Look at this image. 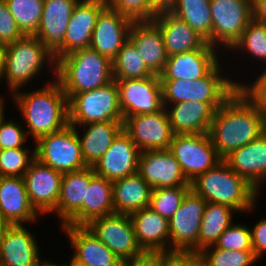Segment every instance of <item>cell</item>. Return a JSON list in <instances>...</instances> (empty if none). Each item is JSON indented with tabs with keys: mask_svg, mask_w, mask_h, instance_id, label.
<instances>
[{
	"mask_svg": "<svg viewBox=\"0 0 266 266\" xmlns=\"http://www.w3.org/2000/svg\"><path fill=\"white\" fill-rule=\"evenodd\" d=\"M166 108L163 107L155 113L124 118L123 130L141 152L169 149L174 133Z\"/></svg>",
	"mask_w": 266,
	"mask_h": 266,
	"instance_id": "14",
	"label": "cell"
},
{
	"mask_svg": "<svg viewBox=\"0 0 266 266\" xmlns=\"http://www.w3.org/2000/svg\"><path fill=\"white\" fill-rule=\"evenodd\" d=\"M233 208L226 205L207 202L201 220L199 233V251L215 245L222 233L232 224Z\"/></svg>",
	"mask_w": 266,
	"mask_h": 266,
	"instance_id": "35",
	"label": "cell"
},
{
	"mask_svg": "<svg viewBox=\"0 0 266 266\" xmlns=\"http://www.w3.org/2000/svg\"><path fill=\"white\" fill-rule=\"evenodd\" d=\"M4 55L5 46L0 44V80L3 78L4 74Z\"/></svg>",
	"mask_w": 266,
	"mask_h": 266,
	"instance_id": "53",
	"label": "cell"
},
{
	"mask_svg": "<svg viewBox=\"0 0 266 266\" xmlns=\"http://www.w3.org/2000/svg\"><path fill=\"white\" fill-rule=\"evenodd\" d=\"M68 124L63 129L39 138L36 159L56 171L67 173L87 167L82 157L79 131Z\"/></svg>",
	"mask_w": 266,
	"mask_h": 266,
	"instance_id": "8",
	"label": "cell"
},
{
	"mask_svg": "<svg viewBox=\"0 0 266 266\" xmlns=\"http://www.w3.org/2000/svg\"><path fill=\"white\" fill-rule=\"evenodd\" d=\"M128 39L136 47L147 68L160 75L166 65L168 54L159 26L152 21H133Z\"/></svg>",
	"mask_w": 266,
	"mask_h": 266,
	"instance_id": "23",
	"label": "cell"
},
{
	"mask_svg": "<svg viewBox=\"0 0 266 266\" xmlns=\"http://www.w3.org/2000/svg\"><path fill=\"white\" fill-rule=\"evenodd\" d=\"M152 190L138 172L113 181L114 213L130 215L149 207Z\"/></svg>",
	"mask_w": 266,
	"mask_h": 266,
	"instance_id": "33",
	"label": "cell"
},
{
	"mask_svg": "<svg viewBox=\"0 0 266 266\" xmlns=\"http://www.w3.org/2000/svg\"><path fill=\"white\" fill-rule=\"evenodd\" d=\"M231 49H244L258 60L266 62V24L252 19Z\"/></svg>",
	"mask_w": 266,
	"mask_h": 266,
	"instance_id": "40",
	"label": "cell"
},
{
	"mask_svg": "<svg viewBox=\"0 0 266 266\" xmlns=\"http://www.w3.org/2000/svg\"><path fill=\"white\" fill-rule=\"evenodd\" d=\"M68 98L69 124L74 127L94 122L124 120L116 81Z\"/></svg>",
	"mask_w": 266,
	"mask_h": 266,
	"instance_id": "7",
	"label": "cell"
},
{
	"mask_svg": "<svg viewBox=\"0 0 266 266\" xmlns=\"http://www.w3.org/2000/svg\"><path fill=\"white\" fill-rule=\"evenodd\" d=\"M123 265L124 266H163V252L161 253L145 252L140 257L124 262Z\"/></svg>",
	"mask_w": 266,
	"mask_h": 266,
	"instance_id": "49",
	"label": "cell"
},
{
	"mask_svg": "<svg viewBox=\"0 0 266 266\" xmlns=\"http://www.w3.org/2000/svg\"><path fill=\"white\" fill-rule=\"evenodd\" d=\"M112 213L113 182L95 174L86 189L82 207L64 225L85 226L94 218Z\"/></svg>",
	"mask_w": 266,
	"mask_h": 266,
	"instance_id": "29",
	"label": "cell"
},
{
	"mask_svg": "<svg viewBox=\"0 0 266 266\" xmlns=\"http://www.w3.org/2000/svg\"><path fill=\"white\" fill-rule=\"evenodd\" d=\"M75 253L71 262L78 266H122L123 261L93 235L86 226L62 225Z\"/></svg>",
	"mask_w": 266,
	"mask_h": 266,
	"instance_id": "19",
	"label": "cell"
},
{
	"mask_svg": "<svg viewBox=\"0 0 266 266\" xmlns=\"http://www.w3.org/2000/svg\"><path fill=\"white\" fill-rule=\"evenodd\" d=\"M25 147L0 150V177H23L36 159L35 148L28 154Z\"/></svg>",
	"mask_w": 266,
	"mask_h": 266,
	"instance_id": "41",
	"label": "cell"
},
{
	"mask_svg": "<svg viewBox=\"0 0 266 266\" xmlns=\"http://www.w3.org/2000/svg\"><path fill=\"white\" fill-rule=\"evenodd\" d=\"M209 248H213L209 249ZM210 250V251H209ZM202 266H252L256 262L253 250H226L214 245L199 251Z\"/></svg>",
	"mask_w": 266,
	"mask_h": 266,
	"instance_id": "38",
	"label": "cell"
},
{
	"mask_svg": "<svg viewBox=\"0 0 266 266\" xmlns=\"http://www.w3.org/2000/svg\"><path fill=\"white\" fill-rule=\"evenodd\" d=\"M224 102L189 101L174 103L167 114L174 135L207 134L216 110Z\"/></svg>",
	"mask_w": 266,
	"mask_h": 266,
	"instance_id": "22",
	"label": "cell"
},
{
	"mask_svg": "<svg viewBox=\"0 0 266 266\" xmlns=\"http://www.w3.org/2000/svg\"><path fill=\"white\" fill-rule=\"evenodd\" d=\"M5 0H0V44L7 46L23 37Z\"/></svg>",
	"mask_w": 266,
	"mask_h": 266,
	"instance_id": "45",
	"label": "cell"
},
{
	"mask_svg": "<svg viewBox=\"0 0 266 266\" xmlns=\"http://www.w3.org/2000/svg\"><path fill=\"white\" fill-rule=\"evenodd\" d=\"M266 131V120L239 87L215 112L208 135L224 159Z\"/></svg>",
	"mask_w": 266,
	"mask_h": 266,
	"instance_id": "1",
	"label": "cell"
},
{
	"mask_svg": "<svg viewBox=\"0 0 266 266\" xmlns=\"http://www.w3.org/2000/svg\"><path fill=\"white\" fill-rule=\"evenodd\" d=\"M114 80L143 79L154 76L147 68L136 47L128 39L112 60Z\"/></svg>",
	"mask_w": 266,
	"mask_h": 266,
	"instance_id": "36",
	"label": "cell"
},
{
	"mask_svg": "<svg viewBox=\"0 0 266 266\" xmlns=\"http://www.w3.org/2000/svg\"><path fill=\"white\" fill-rule=\"evenodd\" d=\"M219 65L196 80H161L164 107L189 101L225 102L239 88V82L221 76Z\"/></svg>",
	"mask_w": 266,
	"mask_h": 266,
	"instance_id": "6",
	"label": "cell"
},
{
	"mask_svg": "<svg viewBox=\"0 0 266 266\" xmlns=\"http://www.w3.org/2000/svg\"><path fill=\"white\" fill-rule=\"evenodd\" d=\"M170 12L184 20L207 43L212 40L210 0H174Z\"/></svg>",
	"mask_w": 266,
	"mask_h": 266,
	"instance_id": "34",
	"label": "cell"
},
{
	"mask_svg": "<svg viewBox=\"0 0 266 266\" xmlns=\"http://www.w3.org/2000/svg\"><path fill=\"white\" fill-rule=\"evenodd\" d=\"M124 120L94 122L82 125L83 136H79L83 160L93 167L110 148L114 139L123 130ZM88 129H87V128Z\"/></svg>",
	"mask_w": 266,
	"mask_h": 266,
	"instance_id": "32",
	"label": "cell"
},
{
	"mask_svg": "<svg viewBox=\"0 0 266 266\" xmlns=\"http://www.w3.org/2000/svg\"><path fill=\"white\" fill-rule=\"evenodd\" d=\"M168 56L202 48L207 41L171 12L155 16Z\"/></svg>",
	"mask_w": 266,
	"mask_h": 266,
	"instance_id": "30",
	"label": "cell"
},
{
	"mask_svg": "<svg viewBox=\"0 0 266 266\" xmlns=\"http://www.w3.org/2000/svg\"><path fill=\"white\" fill-rule=\"evenodd\" d=\"M226 250H253L251 231L247 226L231 224L214 245Z\"/></svg>",
	"mask_w": 266,
	"mask_h": 266,
	"instance_id": "42",
	"label": "cell"
},
{
	"mask_svg": "<svg viewBox=\"0 0 266 266\" xmlns=\"http://www.w3.org/2000/svg\"><path fill=\"white\" fill-rule=\"evenodd\" d=\"M250 231L253 253L258 259L266 250V218L257 222Z\"/></svg>",
	"mask_w": 266,
	"mask_h": 266,
	"instance_id": "48",
	"label": "cell"
},
{
	"mask_svg": "<svg viewBox=\"0 0 266 266\" xmlns=\"http://www.w3.org/2000/svg\"><path fill=\"white\" fill-rule=\"evenodd\" d=\"M47 60L49 65H55L56 75L53 53L35 35H24L5 46L3 78L5 77L12 94L35 78Z\"/></svg>",
	"mask_w": 266,
	"mask_h": 266,
	"instance_id": "5",
	"label": "cell"
},
{
	"mask_svg": "<svg viewBox=\"0 0 266 266\" xmlns=\"http://www.w3.org/2000/svg\"><path fill=\"white\" fill-rule=\"evenodd\" d=\"M85 226L123 262L140 257L145 253L137 243L133 224L128 214L112 213L94 218Z\"/></svg>",
	"mask_w": 266,
	"mask_h": 266,
	"instance_id": "11",
	"label": "cell"
},
{
	"mask_svg": "<svg viewBox=\"0 0 266 266\" xmlns=\"http://www.w3.org/2000/svg\"><path fill=\"white\" fill-rule=\"evenodd\" d=\"M79 0H44L35 36L53 53L62 43L73 9Z\"/></svg>",
	"mask_w": 266,
	"mask_h": 266,
	"instance_id": "27",
	"label": "cell"
},
{
	"mask_svg": "<svg viewBox=\"0 0 266 266\" xmlns=\"http://www.w3.org/2000/svg\"><path fill=\"white\" fill-rule=\"evenodd\" d=\"M138 173L153 189L190 185L169 149L141 152Z\"/></svg>",
	"mask_w": 266,
	"mask_h": 266,
	"instance_id": "17",
	"label": "cell"
},
{
	"mask_svg": "<svg viewBox=\"0 0 266 266\" xmlns=\"http://www.w3.org/2000/svg\"><path fill=\"white\" fill-rule=\"evenodd\" d=\"M169 151L177 159L189 182L223 160L208 133L174 135Z\"/></svg>",
	"mask_w": 266,
	"mask_h": 266,
	"instance_id": "9",
	"label": "cell"
},
{
	"mask_svg": "<svg viewBox=\"0 0 266 266\" xmlns=\"http://www.w3.org/2000/svg\"><path fill=\"white\" fill-rule=\"evenodd\" d=\"M190 189L191 185L153 189L149 207L170 220Z\"/></svg>",
	"mask_w": 266,
	"mask_h": 266,
	"instance_id": "39",
	"label": "cell"
},
{
	"mask_svg": "<svg viewBox=\"0 0 266 266\" xmlns=\"http://www.w3.org/2000/svg\"><path fill=\"white\" fill-rule=\"evenodd\" d=\"M141 151L122 130L93 166L96 175L115 181L138 172Z\"/></svg>",
	"mask_w": 266,
	"mask_h": 266,
	"instance_id": "18",
	"label": "cell"
},
{
	"mask_svg": "<svg viewBox=\"0 0 266 266\" xmlns=\"http://www.w3.org/2000/svg\"><path fill=\"white\" fill-rule=\"evenodd\" d=\"M9 12L24 35H35L40 24L44 0H5Z\"/></svg>",
	"mask_w": 266,
	"mask_h": 266,
	"instance_id": "37",
	"label": "cell"
},
{
	"mask_svg": "<svg viewBox=\"0 0 266 266\" xmlns=\"http://www.w3.org/2000/svg\"><path fill=\"white\" fill-rule=\"evenodd\" d=\"M105 7V0H79L77 2L70 17L63 43L53 52L56 62L71 52L90 46L98 15Z\"/></svg>",
	"mask_w": 266,
	"mask_h": 266,
	"instance_id": "15",
	"label": "cell"
},
{
	"mask_svg": "<svg viewBox=\"0 0 266 266\" xmlns=\"http://www.w3.org/2000/svg\"><path fill=\"white\" fill-rule=\"evenodd\" d=\"M135 237L144 252L161 253L169 251V220L150 207L130 214Z\"/></svg>",
	"mask_w": 266,
	"mask_h": 266,
	"instance_id": "25",
	"label": "cell"
},
{
	"mask_svg": "<svg viewBox=\"0 0 266 266\" xmlns=\"http://www.w3.org/2000/svg\"><path fill=\"white\" fill-rule=\"evenodd\" d=\"M3 108H4V101H3V97L0 96V112Z\"/></svg>",
	"mask_w": 266,
	"mask_h": 266,
	"instance_id": "55",
	"label": "cell"
},
{
	"mask_svg": "<svg viewBox=\"0 0 266 266\" xmlns=\"http://www.w3.org/2000/svg\"><path fill=\"white\" fill-rule=\"evenodd\" d=\"M223 160L259 192L261 182L266 180V131Z\"/></svg>",
	"mask_w": 266,
	"mask_h": 266,
	"instance_id": "24",
	"label": "cell"
},
{
	"mask_svg": "<svg viewBox=\"0 0 266 266\" xmlns=\"http://www.w3.org/2000/svg\"><path fill=\"white\" fill-rule=\"evenodd\" d=\"M163 266H202V258L196 251H166Z\"/></svg>",
	"mask_w": 266,
	"mask_h": 266,
	"instance_id": "47",
	"label": "cell"
},
{
	"mask_svg": "<svg viewBox=\"0 0 266 266\" xmlns=\"http://www.w3.org/2000/svg\"><path fill=\"white\" fill-rule=\"evenodd\" d=\"M106 6L118 11L132 21H152L155 14L148 7V0H105Z\"/></svg>",
	"mask_w": 266,
	"mask_h": 266,
	"instance_id": "43",
	"label": "cell"
},
{
	"mask_svg": "<svg viewBox=\"0 0 266 266\" xmlns=\"http://www.w3.org/2000/svg\"><path fill=\"white\" fill-rule=\"evenodd\" d=\"M212 40L231 49L252 20V0H210Z\"/></svg>",
	"mask_w": 266,
	"mask_h": 266,
	"instance_id": "10",
	"label": "cell"
},
{
	"mask_svg": "<svg viewBox=\"0 0 266 266\" xmlns=\"http://www.w3.org/2000/svg\"><path fill=\"white\" fill-rule=\"evenodd\" d=\"M35 237L23 225H12L0 242V266H40Z\"/></svg>",
	"mask_w": 266,
	"mask_h": 266,
	"instance_id": "26",
	"label": "cell"
},
{
	"mask_svg": "<svg viewBox=\"0 0 266 266\" xmlns=\"http://www.w3.org/2000/svg\"><path fill=\"white\" fill-rule=\"evenodd\" d=\"M71 266H78V265H76V264H74V263L71 262Z\"/></svg>",
	"mask_w": 266,
	"mask_h": 266,
	"instance_id": "56",
	"label": "cell"
},
{
	"mask_svg": "<svg viewBox=\"0 0 266 266\" xmlns=\"http://www.w3.org/2000/svg\"><path fill=\"white\" fill-rule=\"evenodd\" d=\"M239 87L254 102L266 120V70L254 80V83H239Z\"/></svg>",
	"mask_w": 266,
	"mask_h": 266,
	"instance_id": "46",
	"label": "cell"
},
{
	"mask_svg": "<svg viewBox=\"0 0 266 266\" xmlns=\"http://www.w3.org/2000/svg\"><path fill=\"white\" fill-rule=\"evenodd\" d=\"M12 225L5 219L3 216V213L0 210V242L4 236V234L7 232V230L11 227Z\"/></svg>",
	"mask_w": 266,
	"mask_h": 266,
	"instance_id": "52",
	"label": "cell"
},
{
	"mask_svg": "<svg viewBox=\"0 0 266 266\" xmlns=\"http://www.w3.org/2000/svg\"><path fill=\"white\" fill-rule=\"evenodd\" d=\"M174 0H148L149 9L157 16L171 11Z\"/></svg>",
	"mask_w": 266,
	"mask_h": 266,
	"instance_id": "50",
	"label": "cell"
},
{
	"mask_svg": "<svg viewBox=\"0 0 266 266\" xmlns=\"http://www.w3.org/2000/svg\"><path fill=\"white\" fill-rule=\"evenodd\" d=\"M190 185L205 201L226 205L239 212H248L254 208L259 193L224 160L198 175Z\"/></svg>",
	"mask_w": 266,
	"mask_h": 266,
	"instance_id": "4",
	"label": "cell"
},
{
	"mask_svg": "<svg viewBox=\"0 0 266 266\" xmlns=\"http://www.w3.org/2000/svg\"><path fill=\"white\" fill-rule=\"evenodd\" d=\"M95 175L94 169L87 166L83 169L63 173L60 195L55 213L64 225L83 205L86 189L90 179Z\"/></svg>",
	"mask_w": 266,
	"mask_h": 266,
	"instance_id": "31",
	"label": "cell"
},
{
	"mask_svg": "<svg viewBox=\"0 0 266 266\" xmlns=\"http://www.w3.org/2000/svg\"><path fill=\"white\" fill-rule=\"evenodd\" d=\"M0 210L11 225L37 220L30 204L23 177H0Z\"/></svg>",
	"mask_w": 266,
	"mask_h": 266,
	"instance_id": "28",
	"label": "cell"
},
{
	"mask_svg": "<svg viewBox=\"0 0 266 266\" xmlns=\"http://www.w3.org/2000/svg\"><path fill=\"white\" fill-rule=\"evenodd\" d=\"M252 19L266 24V0H252Z\"/></svg>",
	"mask_w": 266,
	"mask_h": 266,
	"instance_id": "51",
	"label": "cell"
},
{
	"mask_svg": "<svg viewBox=\"0 0 266 266\" xmlns=\"http://www.w3.org/2000/svg\"><path fill=\"white\" fill-rule=\"evenodd\" d=\"M205 201L190 189L180 207L169 220V251L199 252V233Z\"/></svg>",
	"mask_w": 266,
	"mask_h": 266,
	"instance_id": "12",
	"label": "cell"
},
{
	"mask_svg": "<svg viewBox=\"0 0 266 266\" xmlns=\"http://www.w3.org/2000/svg\"><path fill=\"white\" fill-rule=\"evenodd\" d=\"M132 23L129 18L106 6L98 15L89 47L113 60L128 40Z\"/></svg>",
	"mask_w": 266,
	"mask_h": 266,
	"instance_id": "20",
	"label": "cell"
},
{
	"mask_svg": "<svg viewBox=\"0 0 266 266\" xmlns=\"http://www.w3.org/2000/svg\"><path fill=\"white\" fill-rule=\"evenodd\" d=\"M206 43L202 48L168 56L161 80H196L206 76L218 63L217 50Z\"/></svg>",
	"mask_w": 266,
	"mask_h": 266,
	"instance_id": "21",
	"label": "cell"
},
{
	"mask_svg": "<svg viewBox=\"0 0 266 266\" xmlns=\"http://www.w3.org/2000/svg\"><path fill=\"white\" fill-rule=\"evenodd\" d=\"M4 108L0 112V150L24 147L27 133L17 122L5 121Z\"/></svg>",
	"mask_w": 266,
	"mask_h": 266,
	"instance_id": "44",
	"label": "cell"
},
{
	"mask_svg": "<svg viewBox=\"0 0 266 266\" xmlns=\"http://www.w3.org/2000/svg\"><path fill=\"white\" fill-rule=\"evenodd\" d=\"M63 173L35 159L23 175L26 191L36 212H54L60 195Z\"/></svg>",
	"mask_w": 266,
	"mask_h": 266,
	"instance_id": "16",
	"label": "cell"
},
{
	"mask_svg": "<svg viewBox=\"0 0 266 266\" xmlns=\"http://www.w3.org/2000/svg\"><path fill=\"white\" fill-rule=\"evenodd\" d=\"M13 99L26 122L27 135L31 134L35 142L69 124L68 98L57 79L30 93L16 91Z\"/></svg>",
	"mask_w": 266,
	"mask_h": 266,
	"instance_id": "2",
	"label": "cell"
},
{
	"mask_svg": "<svg viewBox=\"0 0 266 266\" xmlns=\"http://www.w3.org/2000/svg\"><path fill=\"white\" fill-rule=\"evenodd\" d=\"M40 266H71V261H70L69 265H67V264L59 265V264H56V263H53V262H46V261L43 262L42 261Z\"/></svg>",
	"mask_w": 266,
	"mask_h": 266,
	"instance_id": "54",
	"label": "cell"
},
{
	"mask_svg": "<svg viewBox=\"0 0 266 266\" xmlns=\"http://www.w3.org/2000/svg\"><path fill=\"white\" fill-rule=\"evenodd\" d=\"M56 77L66 95L94 90L114 80L112 60L90 47L79 49L56 62Z\"/></svg>",
	"mask_w": 266,
	"mask_h": 266,
	"instance_id": "3",
	"label": "cell"
},
{
	"mask_svg": "<svg viewBox=\"0 0 266 266\" xmlns=\"http://www.w3.org/2000/svg\"><path fill=\"white\" fill-rule=\"evenodd\" d=\"M115 81L123 119L138 114L155 113L164 107L159 75Z\"/></svg>",
	"mask_w": 266,
	"mask_h": 266,
	"instance_id": "13",
	"label": "cell"
}]
</instances>
